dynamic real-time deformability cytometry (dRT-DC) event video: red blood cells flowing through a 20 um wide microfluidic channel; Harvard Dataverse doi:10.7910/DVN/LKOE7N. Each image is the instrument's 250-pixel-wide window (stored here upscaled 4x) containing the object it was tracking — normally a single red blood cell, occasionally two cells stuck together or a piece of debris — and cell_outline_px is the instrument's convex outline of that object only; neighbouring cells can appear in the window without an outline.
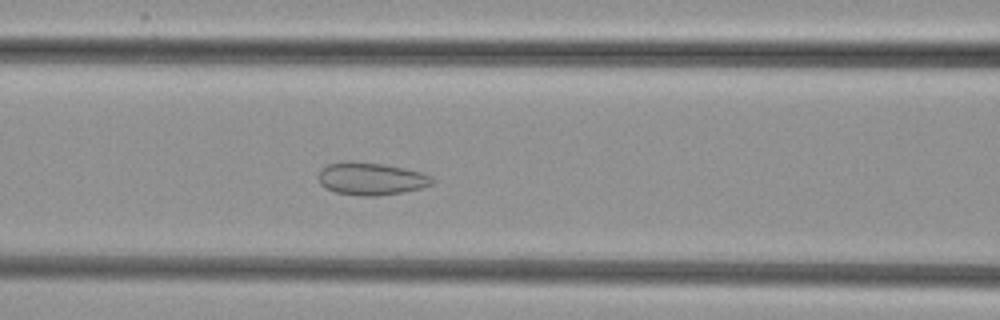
{"species": "common noctule bat (a hibernating species)", "species_latin": "Nyctalus noctula", "temperature_condition": "cold", "stored_images_in_passage": 42, "camera_frame_rate_fps": 3000, "um_per_image_px": 0.085, "animal": {"sex": "female", "body_mass_g": 29.2, "forearm_length_mm": 56.3}, "frame": {"image": 1, "passage_image": 19, "time_ms": 6.0, "image_size_px": [1000, 320], "cell_outline_px": [[436, 180], [432, 184], [420, 188], [400, 192], [376, 196], [360, 196], [336, 192], [324, 188], [320, 184], [320, 168], [328, 164], [348, 160], [352, 160], [384, 164], [404, 168], [420, 172], [432, 176]], "centroid_in_image_um": [31.53, 15.18], "position_along_channel_um": 135.1, "area_um2": 21.68}}
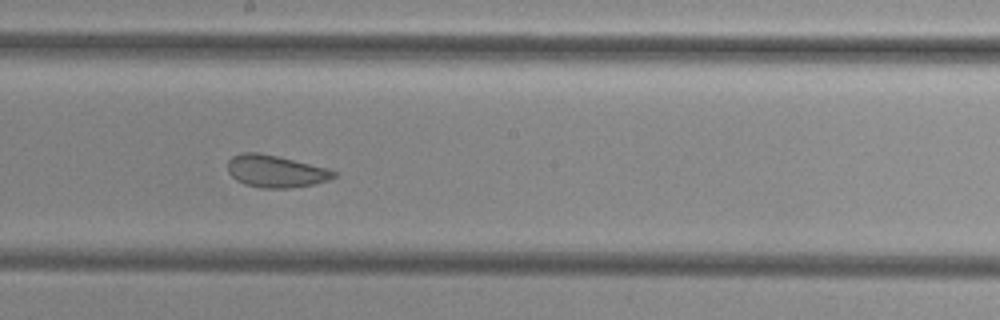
{"frame": {"image": 2, "passage_image": 26, "time_ms": 8.333, "image_size_px": [1000, 320], "cell_outline_px": [[336, 176], [328, 180], [312, 184], [288, 188], [260, 188], [244, 184], [236, 180], [228, 172], [228, 160], [232, 156], [240, 152], [260, 152], [328, 168], [336, 172]], "centroid_in_image_um": [23.39, 14.55], "position_along_channel_um": 224.8, "area_um2": 19.94}}
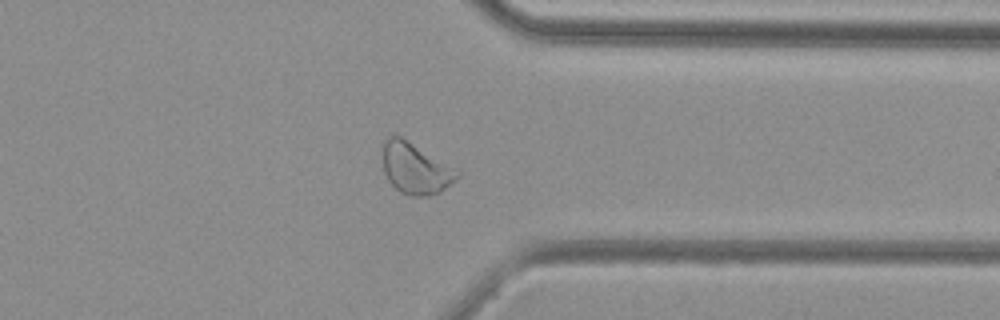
{"frame": {"image": 3, "passage_image": 38, "time_ms": 12.333, "image_size_px": [1000, 320], "cell_outline_px": [[460, 176], [456, 180], [440, 192], [428, 196], [408, 196], [400, 192], [388, 180], [384, 172], [384, 140], [388, 136], [400, 136], [460, 168]], "centroid_in_image_um": [35.39, 14.32], "position_along_channel_um": 376.0, "area_um2": 22.54}}